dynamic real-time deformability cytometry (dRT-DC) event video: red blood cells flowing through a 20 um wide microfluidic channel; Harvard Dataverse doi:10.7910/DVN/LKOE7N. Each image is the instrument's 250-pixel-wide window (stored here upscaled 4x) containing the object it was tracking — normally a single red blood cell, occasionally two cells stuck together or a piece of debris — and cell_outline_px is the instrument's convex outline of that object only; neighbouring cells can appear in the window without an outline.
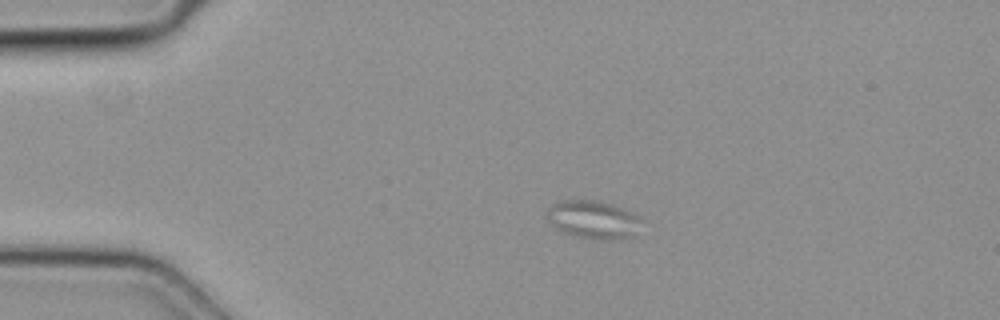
{"species": "common noctule bat (a hibernating species)", "species_latin": "Nyctalus noctula", "temperature_condition": "cold", "stored_images_in_passage": 52, "camera_frame_rate_fps": 3000, "um_per_image_px": 0.085, "animal": {"sex": "female", "body_mass_g": 19.3, "forearm_length_mm": 54.1}, "frame": {"image": 1, "passage_image": 12, "time_ms": 3.667, "image_size_px": [1000, 320], "cell_outline_px": [[636, 236], [628, 240], [596, 240], [572, 236], [556, 228], [548, 220], [548, 208], [556, 200], [600, 200], [612, 204], [636, 216]], "centroid_in_image_um": [50.36, 18.69], "position_along_channel_um": 34.6, "area_um2": 20.98}}
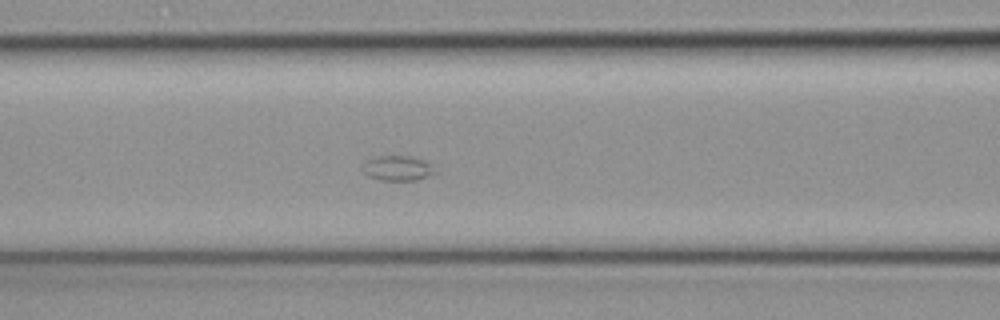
{"frame": {"image": 2, "passage_image": 23, "time_ms": 7.333, "image_size_px": [1000, 320], "cell_outline_px": [[440, 172], [416, 180], [380, 180], [368, 176], [364, 172], [364, 164], [368, 160], [380, 156], [408, 156], [424, 160], [432, 164]], "centroid_in_image_um": [33.89, 14.3], "position_along_channel_um": 132.7, "area_um2": 10.52}}
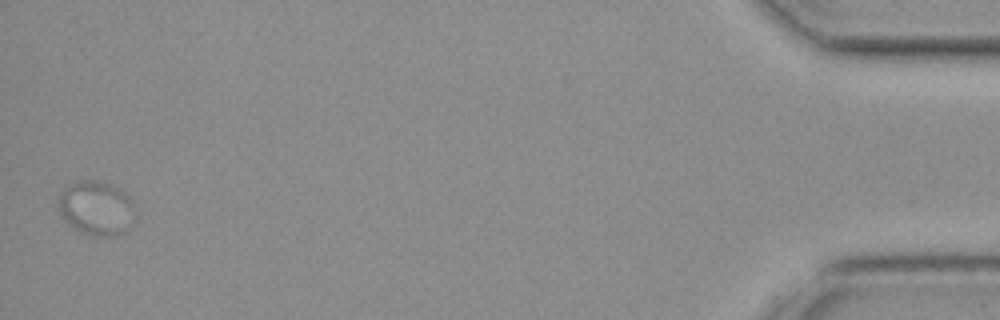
{"frame": {"image": 3, "passage_image": 52, "time_ms": 17.0, "image_size_px": [1000, 320], "cell_outline_px": [[136, 220], [128, 232], [116, 236], [92, 236], [80, 232], [68, 224], [60, 216], [56, 200], [60, 192], [64, 188], [80, 180], [88, 180], [108, 184], [124, 192], [132, 200], [136, 208]], "centroid_in_image_um": [8.21, 17.74], "position_along_channel_um": 427.0, "area_um2": 24.97}}